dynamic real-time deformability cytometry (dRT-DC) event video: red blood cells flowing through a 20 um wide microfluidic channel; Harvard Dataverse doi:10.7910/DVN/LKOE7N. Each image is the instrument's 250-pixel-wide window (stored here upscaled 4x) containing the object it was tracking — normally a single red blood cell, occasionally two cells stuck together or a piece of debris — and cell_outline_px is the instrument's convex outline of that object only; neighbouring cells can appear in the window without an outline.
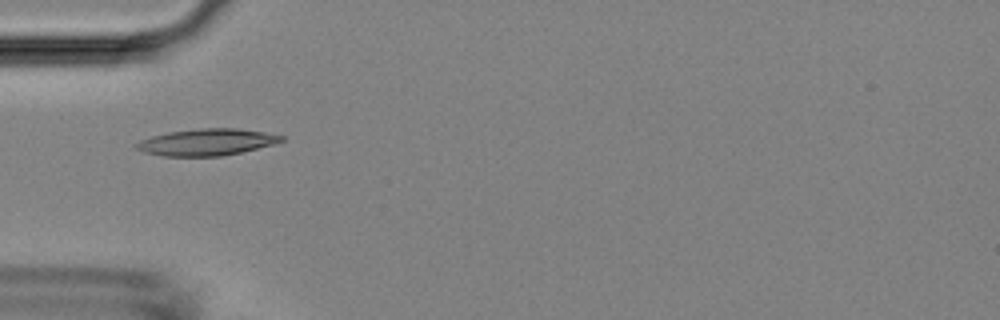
{"species": "Egyptian fruit bat (a non-hibernating species)", "species_latin": "Rousettus aegyptiacus", "temperature_condition": "room temperature", "stored_images_in_passage": 5, "camera_frame_rate_fps": 3000, "um_per_image_px": 0.085, "animal": {"sex": "female"}, "frame": {"image": 1, "passage_image": 5, "time_ms": 4.333, "image_size_px": [1000, 320], "cell_outline_px": [[284, 140], [272, 144], [224, 156], [160, 156], [144, 152], [136, 148], [132, 144], [140, 140], [152, 136], [168, 132], [200, 128], [236, 128], [264, 132], [284, 136]], "centroid_in_image_um": [17.52, 12.08], "position_along_channel_um": 67.5, "area_um2": 22.48}}